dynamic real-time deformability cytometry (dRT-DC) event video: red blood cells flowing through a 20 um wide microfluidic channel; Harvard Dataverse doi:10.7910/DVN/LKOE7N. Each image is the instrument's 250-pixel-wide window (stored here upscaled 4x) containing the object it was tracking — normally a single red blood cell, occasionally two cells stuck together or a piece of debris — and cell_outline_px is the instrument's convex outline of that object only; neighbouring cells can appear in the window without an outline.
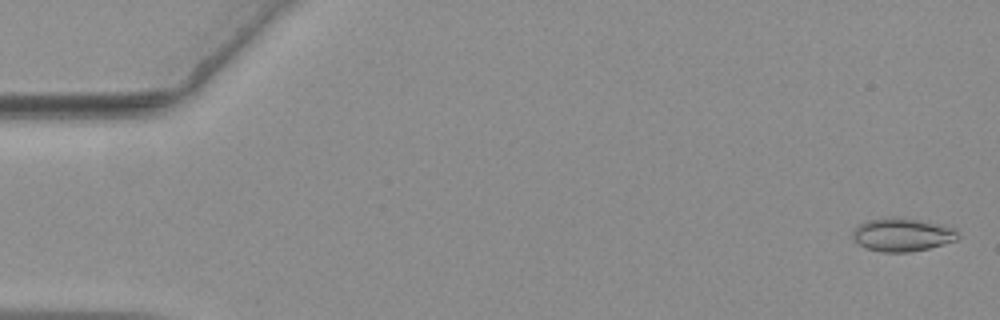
{"species": "common noctule bat (a hibernating species)", "species_latin": "Nyctalus noctula", "temperature_condition": "warm", "stored_images_in_passage": 57, "camera_frame_rate_fps": 3000, "um_per_image_px": 0.085, "animal": {"sex": "female", "body_mass_g": 19.3, "forearm_length_mm": 54.1}, "frame": {"image": 1, "passage_image": 2, "time_ms": 0.333, "image_size_px": [1000, 320], "cell_outline_px": [[960, 236], [956, 240], [944, 244], [928, 248], [908, 252], [880, 252], [868, 248], [852, 240], [852, 232], [864, 220], [892, 216], [916, 220], [936, 224], [952, 228]], "centroid_in_image_um": [76.63, 19.95], "position_along_channel_um": 8.4, "area_um2": 20.17}}
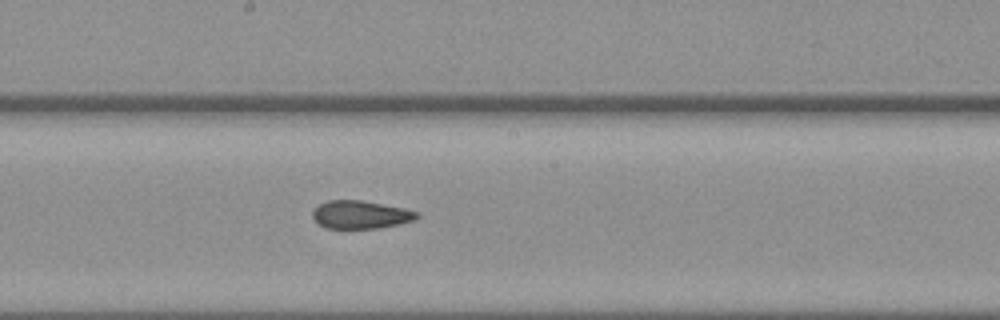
{"frame": {"image": 2, "passage_image": 31, "time_ms": 10.0, "image_size_px": [1000, 320], "cell_outline_px": [[420, 216], [416, 220], [380, 228], [324, 228], [312, 216], [312, 212], [320, 204], [328, 200], [360, 200], [404, 208], [416, 212]], "centroid_in_image_um": [30.66, 18.25], "position_along_channel_um": 217.5, "area_um2": 16.88}}
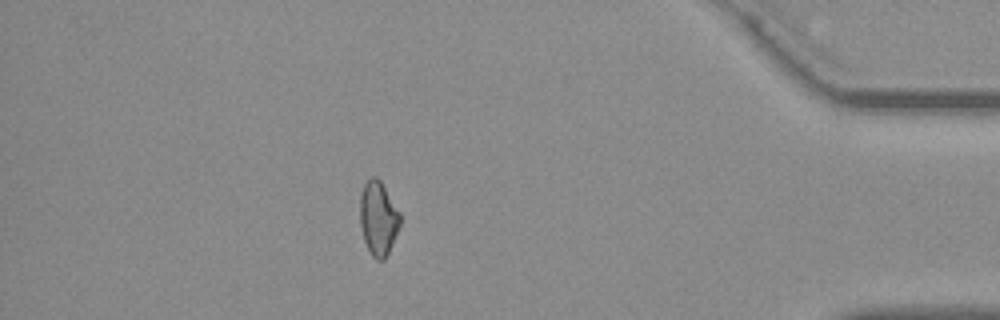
{"frame": {"image": 3, "passage_image": 50, "time_ms": 16.333, "image_size_px": [1000, 320], "cell_outline_px": [[400, 224], [388, 252], [384, 260], [376, 260], [372, 256], [364, 240], [360, 224], [360, 196], [364, 184], [372, 176], [376, 176], [380, 180], [400, 212]], "centroid_in_image_um": [32.14, 18.54], "position_along_channel_um": 403.1, "area_um2": 17.11}, "authors_computed_cell_mechanics": {"area_um2": 17.918, "velocity_mm_per_s": 3.6584, "shape_relaxation_time_tau1_ms": null, "shape_relaxation_time_tau2_ms": 2.9539, "deformation_change_tau1": null, "deformation_change_tau2": 0.0767}}